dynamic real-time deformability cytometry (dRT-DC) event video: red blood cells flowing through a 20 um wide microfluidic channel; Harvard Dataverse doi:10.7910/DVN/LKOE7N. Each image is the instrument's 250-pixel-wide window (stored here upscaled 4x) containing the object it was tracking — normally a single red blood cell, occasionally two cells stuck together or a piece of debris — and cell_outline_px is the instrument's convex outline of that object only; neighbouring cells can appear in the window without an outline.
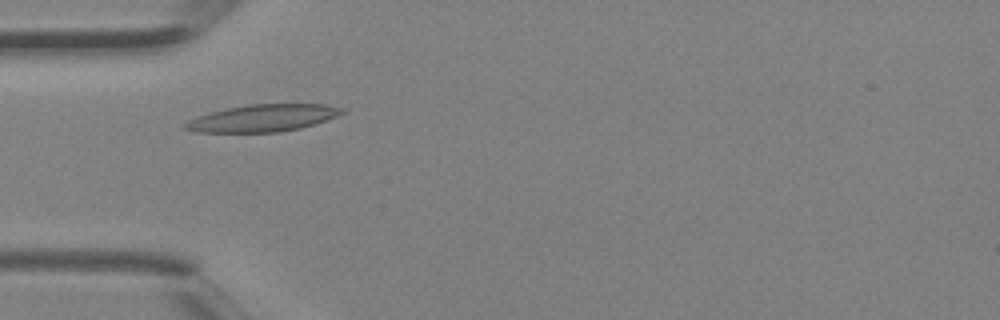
{"species": "Egyptian fruit bat (a non-hibernating species)", "species_latin": "Rousettus aegyptiacus", "temperature_condition": "room temperature", "stored_images_in_passage": 3, "camera_frame_rate_fps": 3000, "um_per_image_px": 0.085, "animal": {"sex": "female"}, "frame": {"image": 1, "passage_image": 3, "time_ms": 0.667, "image_size_px": [1000, 320], "cell_outline_px": [[344, 112], [336, 116], [300, 128], [276, 132], [196, 132], [180, 128], [180, 124], [196, 116], [228, 108], [248, 104], [324, 104], [344, 108]], "centroid_in_image_um": [22.24, 10.04], "position_along_channel_um": 62.8, "area_um2": 24.68}}